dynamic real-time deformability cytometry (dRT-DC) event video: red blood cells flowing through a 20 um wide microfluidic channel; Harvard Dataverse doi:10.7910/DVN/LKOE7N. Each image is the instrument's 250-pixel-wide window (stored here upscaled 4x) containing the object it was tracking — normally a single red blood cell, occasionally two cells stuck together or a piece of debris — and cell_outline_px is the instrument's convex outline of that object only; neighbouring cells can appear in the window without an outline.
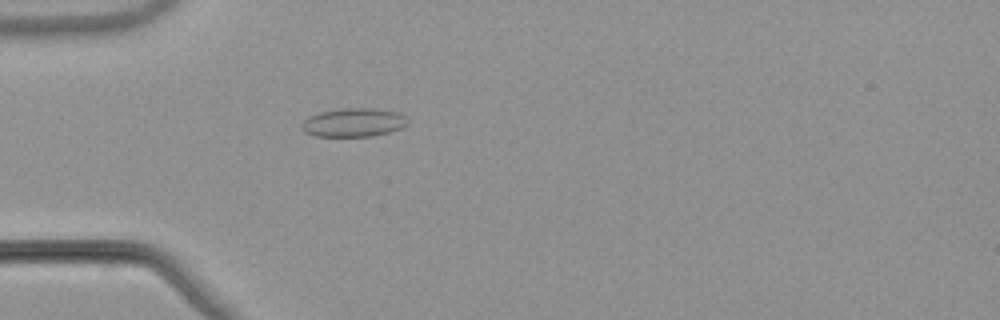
{"species": "common noctule bat (a hibernating species)", "species_latin": "Nyctalus noctula", "temperature_condition": "warm", "stored_images_in_passage": 53, "camera_frame_rate_fps": 3000, "um_per_image_px": 0.085, "animal": {"sex": "male", "body_mass_g": 21.5, "forearm_length_mm": 52.0}, "frame": {"image": 1, "passage_image": 16, "time_ms": 5.0, "image_size_px": [1000, 320], "cell_outline_px": [[408, 124], [404, 128], [392, 132], [372, 136], [316, 136], [304, 132], [300, 124], [308, 116], [320, 112], [344, 108], [372, 108], [396, 112], [404, 116], [408, 120]], "centroid_in_image_um": [30.07, 10.42], "position_along_channel_um": 54.9, "area_um2": 17.8}}
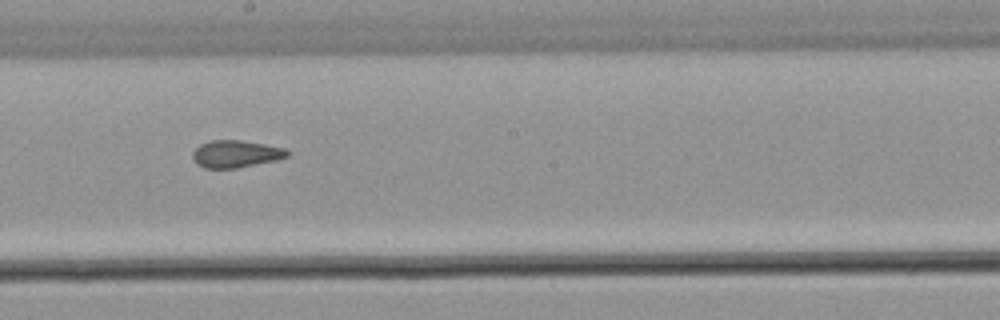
{"frame": {"image": 2, "passage_image": 30, "time_ms": 9.667, "image_size_px": [1000, 320], "cell_outline_px": [[292, 152], [288, 156], [276, 160], [236, 168], [204, 168], [196, 164], [192, 156], [192, 152], [200, 144], [208, 140], [240, 140], [264, 144], [284, 148]], "centroid_in_image_um": [20.03, 13.08], "position_along_channel_um": 228.2, "area_um2": 15.09}}
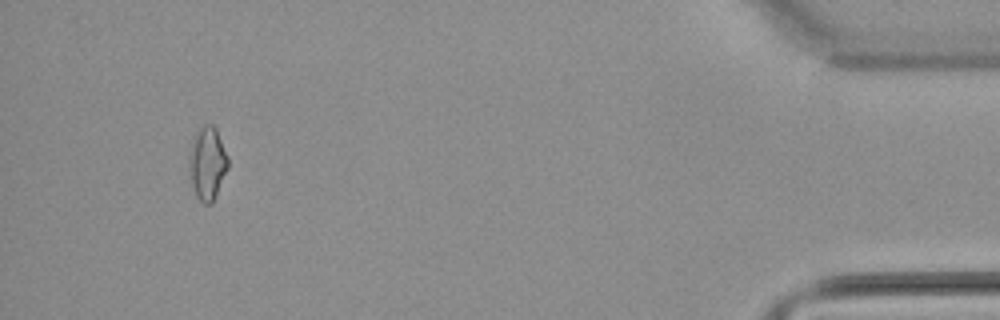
{"frame": {"image": 3, "passage_image": 50, "time_ms": 16.333, "image_size_px": [1000, 320], "cell_outline_px": [[228, 168], [212, 204], [204, 204], [196, 196], [192, 184], [188, 156], [196, 132], [204, 124], [212, 124], [216, 128], [228, 156]], "centroid_in_image_um": [17.64, 13.88], "position_along_channel_um": 417.6, "area_um2": 16.42}, "authors_computed_cell_mechanics": {"area_um2": 15.8372, "velocity_mm_per_s": 3.8845, "shape_relaxation_time_tau1_ms": null, "shape_relaxation_time_tau2_ms": 1.8257, "deformation_change_tau1": null, "deformation_change_tau2": 0.0661}}